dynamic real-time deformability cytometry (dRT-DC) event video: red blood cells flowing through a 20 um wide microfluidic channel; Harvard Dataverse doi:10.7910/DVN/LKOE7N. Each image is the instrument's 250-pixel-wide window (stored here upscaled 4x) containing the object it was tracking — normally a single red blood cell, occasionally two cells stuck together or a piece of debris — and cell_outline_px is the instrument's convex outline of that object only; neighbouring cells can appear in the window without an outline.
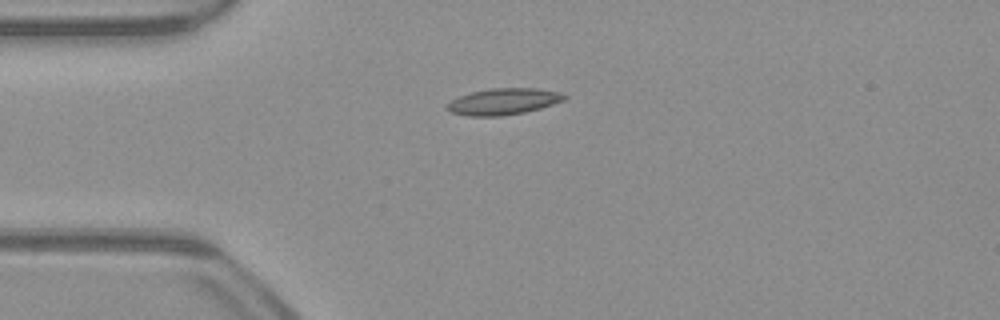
{"species": "common noctule bat (a hibernating species)", "species_latin": "Nyctalus noctula", "temperature_condition": "warm", "stored_images_in_passage": 40, "camera_frame_rate_fps": 3000, "um_per_image_px": 0.085, "animal": {"sex": "male", "body_mass_g": 23.1, "forearm_length_mm": 52.7}, "frame": {"image": 1, "passage_image": 1, "time_ms": 0.0, "image_size_px": [1000, 320], "cell_outline_px": [[568, 96], [564, 100], [540, 108], [524, 112], [500, 116], [468, 116], [452, 112], [444, 108], [452, 100], [460, 96], [472, 92], [488, 88], [536, 88], [560, 92]], "centroid_in_image_um": [42.79, 8.62], "position_along_channel_um": 42.2, "area_um2": 17.92}}
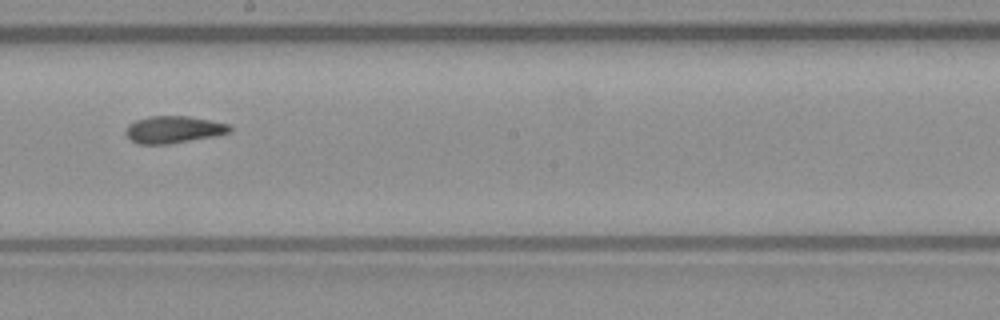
{"frame": {"image": 2, "passage_image": 17, "time_ms": 5.333, "image_size_px": [1000, 320], "cell_outline_px": [[232, 132], [216, 136], [168, 144], [140, 144], [132, 140], [124, 132], [128, 124], [136, 120], [148, 116], [188, 116], [228, 124], [232, 128]], "centroid_in_image_um": [14.75, 11.01], "position_along_channel_um": 233.4, "area_um2": 16.42}}
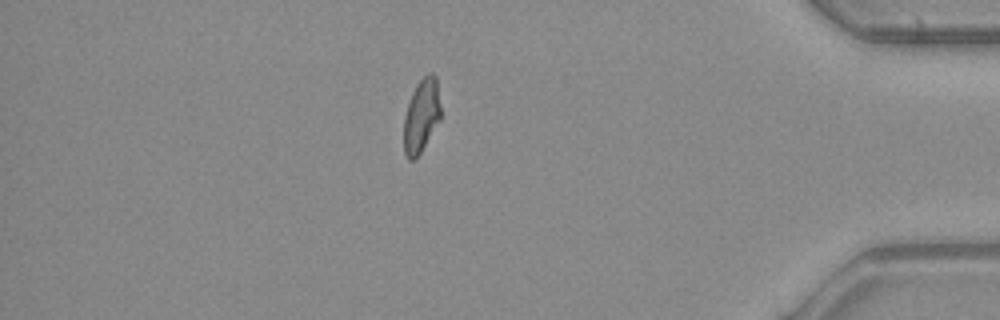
{"frame": {"image": 3, "passage_image": 33, "time_ms": 10.667, "image_size_px": [1000, 320], "cell_outline_px": [[440, 120], [416, 160], [408, 160], [404, 152], [404, 116], [412, 92], [416, 84], [428, 72], [432, 72], [436, 76], [440, 104]], "centroid_in_image_um": [35.81, 9.84], "position_along_channel_um": 399.4, "area_um2": 15.9}, "authors_computed_cell_mechanics": {"area_um2": 16.5308, "velocity_mm_per_s": 3.9332, "shape_relaxation_time_tau1_ms": null, "shape_relaxation_time_tau2_ms": 3.3697, "deformation_change_tau1": null, "deformation_change_tau2": 0.0941}}